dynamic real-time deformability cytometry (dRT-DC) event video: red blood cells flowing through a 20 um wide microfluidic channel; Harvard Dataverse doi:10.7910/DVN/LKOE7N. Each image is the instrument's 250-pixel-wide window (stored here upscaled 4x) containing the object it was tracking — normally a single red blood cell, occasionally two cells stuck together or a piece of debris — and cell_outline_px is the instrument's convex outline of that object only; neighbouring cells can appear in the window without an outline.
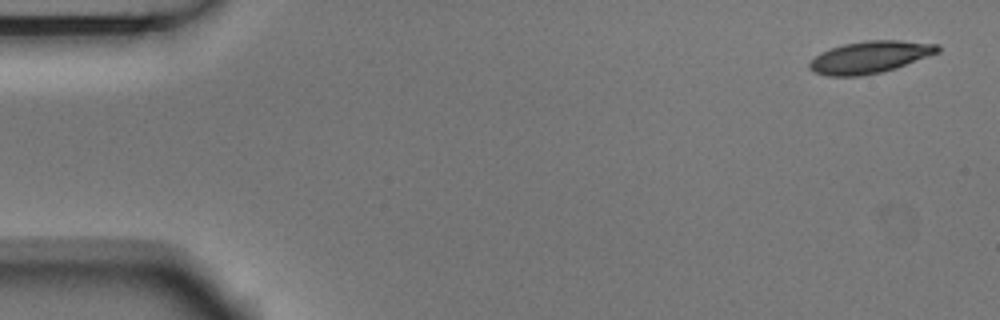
{"species": "Egyptian fruit bat (a non-hibernating species)", "species_latin": "Rousettus aegyptiacus", "temperature_condition": "room temperature", "stored_images_in_passage": 5, "segment_of_instrument_passage": [1, 2], "camera_frame_rate_fps": 3000, "um_per_image_px": 0.085, "animal": {"sex": "male"}, "frame": {"image": 1, "passage_image": 1, "time_ms": 0.0, "image_size_px": [1000, 320], "cell_outline_px": [[940, 52], [896, 68], [880, 72], [860, 76], [828, 76], [816, 72], [808, 68], [808, 64], [820, 52], [844, 44], [868, 40], [900, 40], [940, 44]], "centroid_in_image_um": [73.97, 4.85], "position_along_channel_um": 11.0, "area_um2": 23.87}}